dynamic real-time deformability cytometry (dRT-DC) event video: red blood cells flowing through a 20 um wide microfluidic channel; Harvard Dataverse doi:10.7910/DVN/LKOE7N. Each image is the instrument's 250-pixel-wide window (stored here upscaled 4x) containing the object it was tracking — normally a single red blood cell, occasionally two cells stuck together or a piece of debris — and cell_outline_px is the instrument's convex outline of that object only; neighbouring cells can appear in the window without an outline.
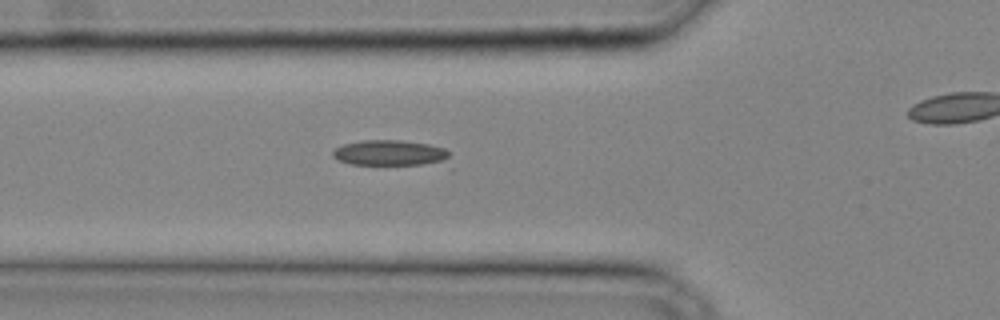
{"species": "common noctule bat (a hibernating species)", "species_latin": "Nyctalus noctula", "temperature_condition": "cold", "stored_images_in_passage": 30, "camera_frame_rate_fps": 3000, "um_per_image_px": 0.085, "animal": {"sex": "male", "body_mass_g": 20.4}, "frame": {"image": 1, "passage_image": 13, "time_ms": 4.0, "image_size_px": [1000, 320], "cell_outline_px": [[452, 172], [352, 164], [340, 160], [332, 156], [332, 152], [336, 148], [344, 144], [360, 140], [400, 140], [428, 144], [444, 148], [448, 152], [452, 168]], "centroid_in_image_um": [33.56, 13.16], "position_along_channel_um": 92.2, "area_um2": 20.35}}